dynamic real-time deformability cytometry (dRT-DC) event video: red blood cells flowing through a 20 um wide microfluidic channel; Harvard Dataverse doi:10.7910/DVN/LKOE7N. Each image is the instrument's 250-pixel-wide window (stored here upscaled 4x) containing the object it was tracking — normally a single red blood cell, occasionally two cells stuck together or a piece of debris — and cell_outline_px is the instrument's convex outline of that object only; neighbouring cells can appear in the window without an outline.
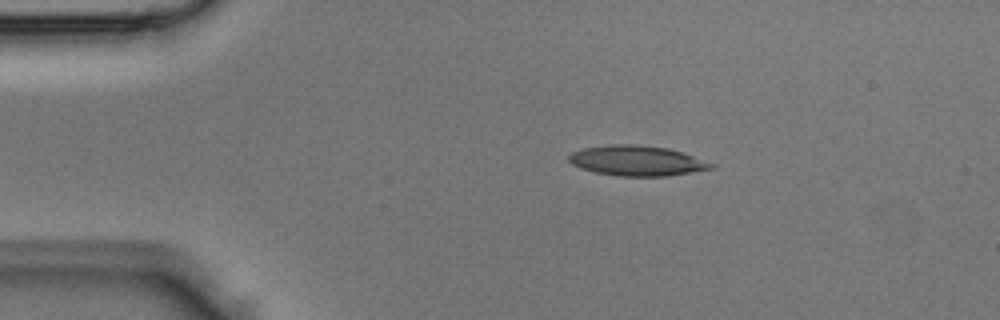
{"species": "Egyptian fruit bat (a non-hibernating species)", "species_latin": "Rousettus aegyptiacus", "temperature_condition": "room temperature", "stored_images_in_passage": 1, "camera_frame_rate_fps": 3000, "um_per_image_px": 0.085, "animal": {"sex": "male"}, "frame": {"image": 1, "passage_image": 1, "time_ms": 0.0, "image_size_px": [1000, 320], "cell_outline_px": [[716, 168], [668, 176], [616, 176], [596, 172], [580, 168], [572, 164], [568, 160], [568, 156], [572, 152], [584, 148], [612, 144], [636, 144], [668, 148], [684, 152], [716, 164]], "centroid_in_image_um": [54.18, 13.66], "position_along_channel_um": 30.8, "area_um2": 25.26}}